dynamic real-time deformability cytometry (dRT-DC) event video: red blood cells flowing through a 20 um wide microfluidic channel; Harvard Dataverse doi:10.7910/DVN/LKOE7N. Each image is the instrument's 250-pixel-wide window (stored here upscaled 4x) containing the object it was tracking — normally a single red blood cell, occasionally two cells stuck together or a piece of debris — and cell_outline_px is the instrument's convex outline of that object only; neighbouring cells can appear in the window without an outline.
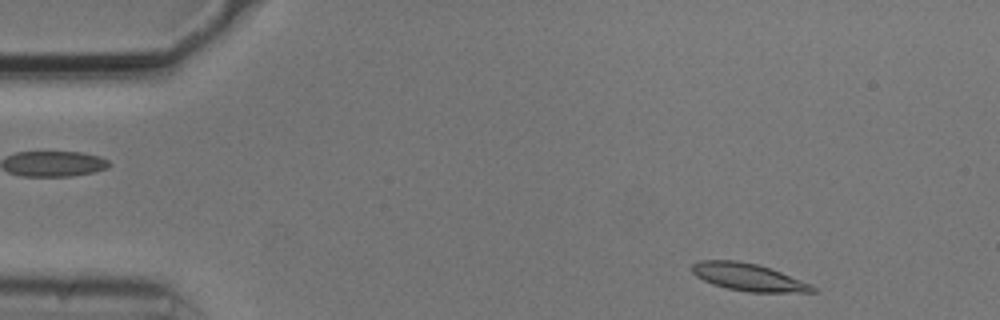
{"species": "common noctule bat (a hibernating species)", "species_latin": "Nyctalus noctula", "temperature_condition": "cold", "stored_images_in_passage": 49, "camera_frame_rate_fps": 3000, "um_per_image_px": 0.085, "animal": {"sex": "male", "body_mass_g": 20.5, "forearm_length_mm": 52.5}, "frame": {"image": 1, "passage_image": 2, "time_ms": 0.333, "image_size_px": [1000, 320], "cell_outline_px": [[816, 292], [748, 292], [728, 288], [712, 284], [696, 276], [692, 272], [692, 264], [700, 260], [736, 260], [756, 264], [780, 272], [812, 284], [816, 288]], "centroid_in_image_um": [63.6, 23.56], "position_along_channel_um": 21.4, "area_um2": 19.07}}
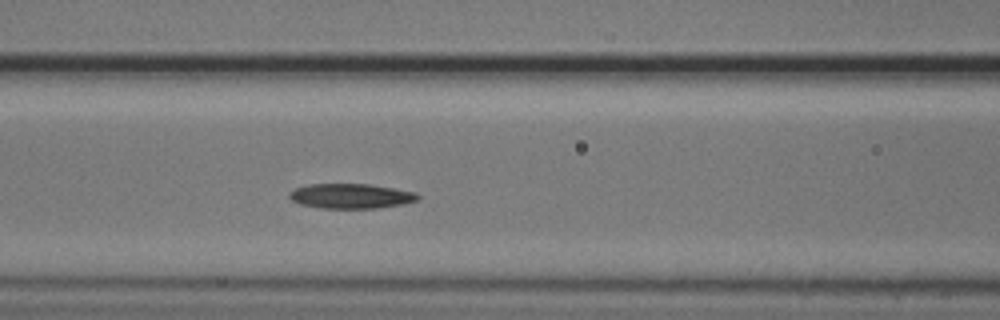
{"frame": {"image": 2, "passage_image": 18, "time_ms": 5.667, "image_size_px": [1000, 320], "cell_outline_px": [[420, 196], [416, 200], [404, 204], [376, 208], [320, 208], [300, 204], [292, 200], [288, 196], [288, 192], [296, 188], [308, 184], [368, 184], [416, 192]], "centroid_in_image_um": [29.8, 16.66], "position_along_channel_um": 136.8, "area_um2": 18.55}}
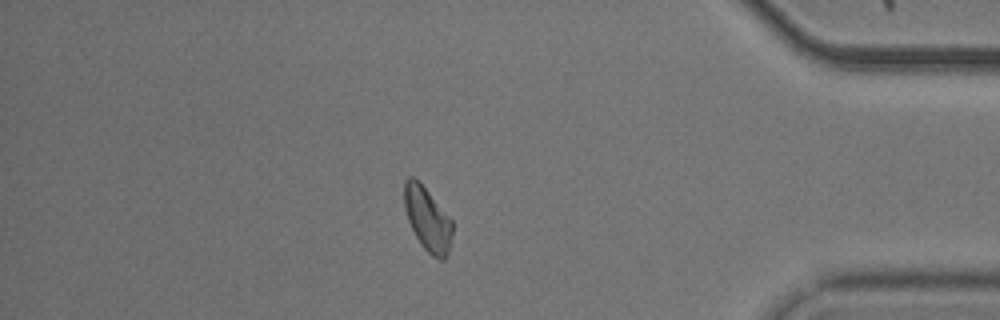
{"frame": {"image": 3, "passage_image": 42, "time_ms": 13.667, "image_size_px": [1000, 320], "cell_outline_px": [[452, 236], [448, 256], [444, 260], [440, 260], [432, 256], [420, 244], [408, 220], [404, 208], [404, 180], [408, 176], [412, 176], [428, 192], [452, 220]], "centroid_in_image_um": [36.34, 18.66], "position_along_channel_um": 398.9, "area_um2": 17.74}, "authors_computed_cell_mechanics": {"area_um2": 18.496, "velocity_mm_per_s": 3.7142, "shape_relaxation_time_tau1_ms": 4.154, "shape_relaxation_time_tau2_ms": null, "deformation_change_tau1": 0.1075, "deformation_change_tau2": null}}